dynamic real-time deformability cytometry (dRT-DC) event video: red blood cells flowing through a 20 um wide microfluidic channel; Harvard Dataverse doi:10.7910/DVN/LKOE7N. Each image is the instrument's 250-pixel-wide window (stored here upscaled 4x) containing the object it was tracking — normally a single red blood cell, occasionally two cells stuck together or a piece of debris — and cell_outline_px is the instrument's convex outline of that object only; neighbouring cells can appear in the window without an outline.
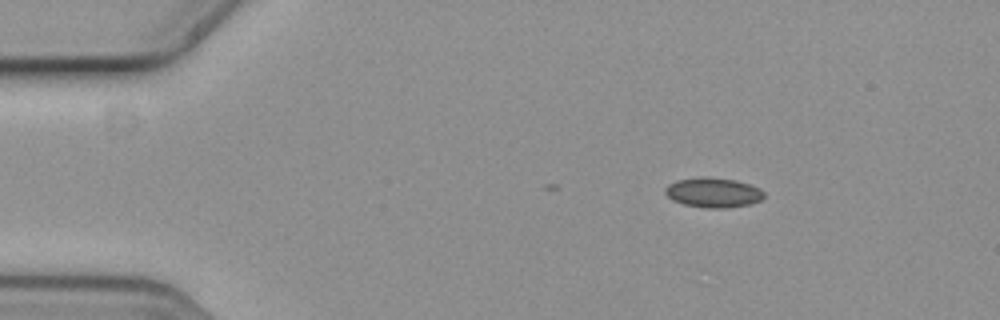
{"species": "common noctule bat (a hibernating species)", "species_latin": "Nyctalus noctula", "temperature_condition": "cold", "stored_images_in_passage": 7, "camera_frame_rate_fps": 3000, "um_per_image_px": 0.085, "animal": {"sex": "female", "body_mass_g": 19.3, "forearm_length_mm": 54.1}, "frame": {"image": 1, "passage_image": 1, "time_ms": 0.0, "image_size_px": [1000, 320], "cell_outline_px": [[764, 196], [760, 200], [752, 204], [728, 208], [708, 208], [684, 204], [672, 200], [664, 192], [664, 188], [668, 184], [676, 180], [704, 176], [736, 180], [760, 188], [764, 192]], "centroid_in_image_um": [60.62, 16.36], "position_along_channel_um": 24.4, "area_um2": 17.28}}